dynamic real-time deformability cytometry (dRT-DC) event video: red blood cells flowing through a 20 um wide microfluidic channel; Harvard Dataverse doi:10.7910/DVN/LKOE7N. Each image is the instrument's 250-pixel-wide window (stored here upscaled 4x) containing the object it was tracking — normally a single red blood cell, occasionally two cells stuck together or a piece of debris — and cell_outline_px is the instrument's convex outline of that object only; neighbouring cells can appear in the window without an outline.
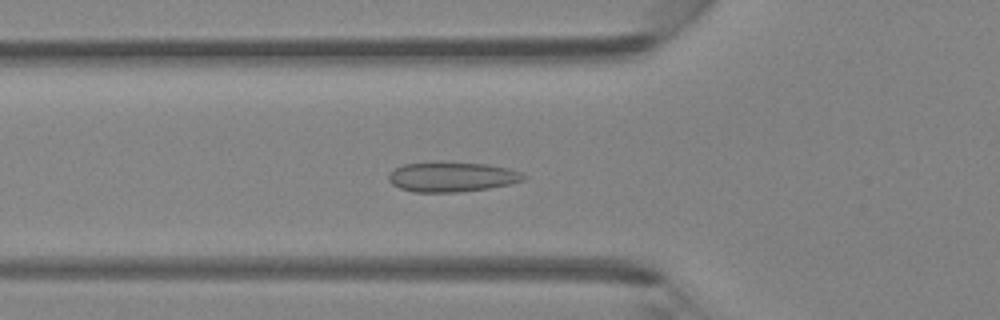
{"species": "Egyptian fruit bat (a non-hibernating species)", "species_latin": "Rousettus aegyptiacus", "temperature_condition": "room temperature", "stored_images_in_passage": 34, "camera_frame_rate_fps": 3000, "um_per_image_px": 0.085, "animal": {"sex": "female"}, "frame": {"image": 1, "passage_image": 10, "time_ms": 3.0, "image_size_px": [1000, 320], "cell_outline_px": [[528, 176], [524, 180], [508, 184], [488, 188], [456, 192], [412, 192], [400, 188], [392, 184], [388, 180], [388, 176], [396, 168], [404, 164], [440, 160], [488, 164], [508, 168], [520, 172]], "centroid_in_image_um": [38.4, 15.0], "position_along_channel_um": 87.4, "area_um2": 23.87}}
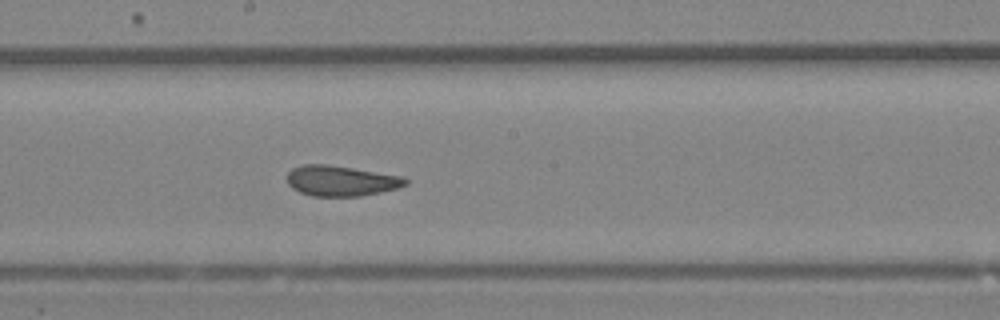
{"frame": {"image": 2, "passage_image": 19, "time_ms": 6.0, "image_size_px": [1000, 320], "cell_outline_px": [[408, 184], [400, 188], [360, 196], [312, 196], [300, 192], [292, 188], [288, 184], [288, 172], [292, 168], [304, 164], [324, 164], [352, 168], [404, 176], [408, 180]], "centroid_in_image_um": [29.01, 15.37], "position_along_channel_um": 219.2, "area_um2": 21.04}}
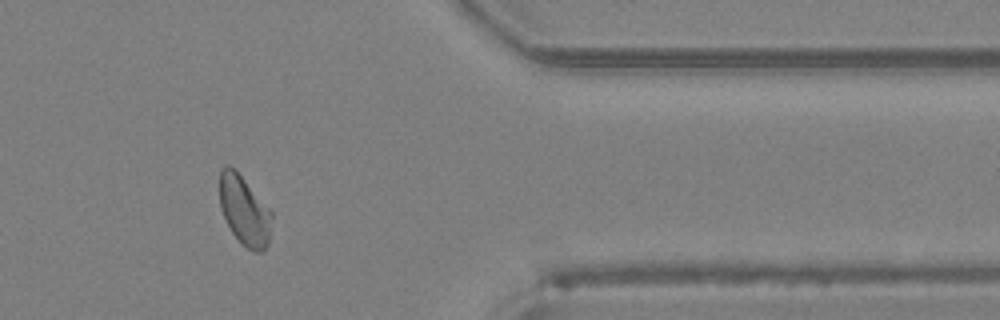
{"frame": {"image": 3, "passage_image": 32, "time_ms": 10.333, "image_size_px": [1000, 320], "cell_outline_px": [[272, 220], [268, 244], [260, 252], [252, 252], [240, 244], [232, 232], [220, 208], [220, 168], [224, 164], [228, 164], [244, 180], [272, 212]], "centroid_in_image_um": [20.76, 17.94], "position_along_channel_um": 390.6, "area_um2": 20.87}}